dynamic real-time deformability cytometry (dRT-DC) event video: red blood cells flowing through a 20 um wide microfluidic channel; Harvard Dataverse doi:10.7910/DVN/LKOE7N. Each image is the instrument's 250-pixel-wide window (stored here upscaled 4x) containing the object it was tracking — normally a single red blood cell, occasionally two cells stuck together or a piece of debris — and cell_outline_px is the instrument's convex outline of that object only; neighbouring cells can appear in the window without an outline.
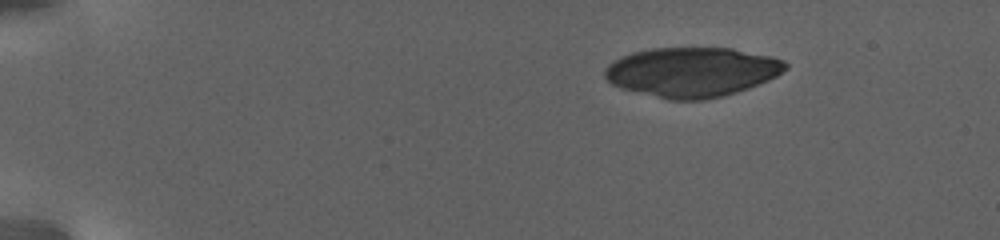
{"species": "human", "species_latin": "Homo sapiens", "temperature_condition": "warm", "stored_images_in_passage": 54, "camera_frame_rate_fps": 3000, "um_per_image_px": 0.085, "donor": {"sex": "female"}, "frame": {"image": 1, "passage_image": 1, "time_ms": 0.0, "image_size_px": [1000, 240], "cell_outline_px": [[788, 68], [776, 76], [768, 80], [748, 88], [736, 92], [704, 100], [668, 100], [620, 88], [612, 84], [604, 76], [604, 68], [612, 60], [632, 52], [652, 48], [732, 48], [772, 56], [784, 60], [788, 64]], "centroid_in_image_um": [58.8, 6.12], "position_along_channel_um": 26.2, "area_um2": 52.48}}
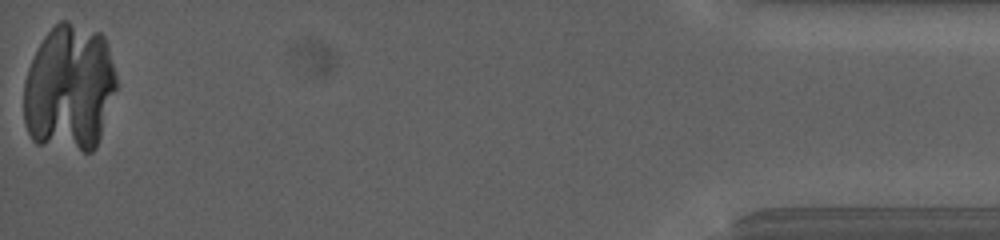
{"frame": {"image": 2, "passage_image": 54, "time_ms": 21.667, "image_size_px": [1000, 240], "cell_outline_px": [[116, 88], [96, 148], [92, 152], [84, 152], [36, 144], [32, 140], [24, 124], [24, 80], [28, 68], [44, 36], [60, 20], [68, 20], [100, 32], [104, 36], [108, 48], [116, 76]], "centroid_in_image_um": [5.88, 7.5], "position_along_channel_um": 429.3, "area_um2": 68.9}}